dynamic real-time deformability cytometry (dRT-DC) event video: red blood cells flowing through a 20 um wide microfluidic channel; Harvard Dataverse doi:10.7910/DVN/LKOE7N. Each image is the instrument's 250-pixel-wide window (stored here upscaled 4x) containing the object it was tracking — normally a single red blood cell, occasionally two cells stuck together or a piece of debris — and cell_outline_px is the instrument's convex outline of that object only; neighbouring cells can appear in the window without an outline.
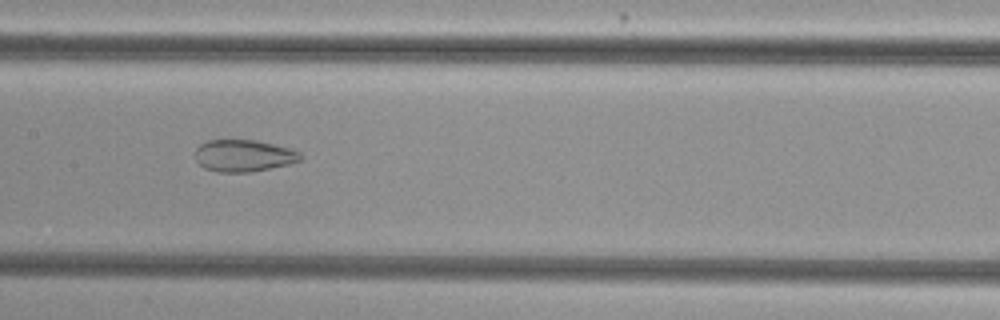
{"species": "common noctule bat (a hibernating species)", "species_latin": "Nyctalus noctula", "temperature_condition": "cold", "stored_images_in_passage": 50, "camera_frame_rate_fps": 3000, "um_per_image_px": 0.085, "animal": {"sex": "female", "body_mass_g": 29.2, "forearm_length_mm": 56.3}, "frame": {"image": 1, "passage_image": 23, "time_ms": 7.333, "image_size_px": [1000, 320], "cell_outline_px": [[300, 160], [288, 164], [252, 172], [216, 172], [204, 168], [196, 160], [196, 148], [200, 144], [208, 140], [256, 140], [292, 148], [300, 152]], "centroid_in_image_um": [20.7, 13.23], "position_along_channel_um": 186.7, "area_um2": 19.59}}
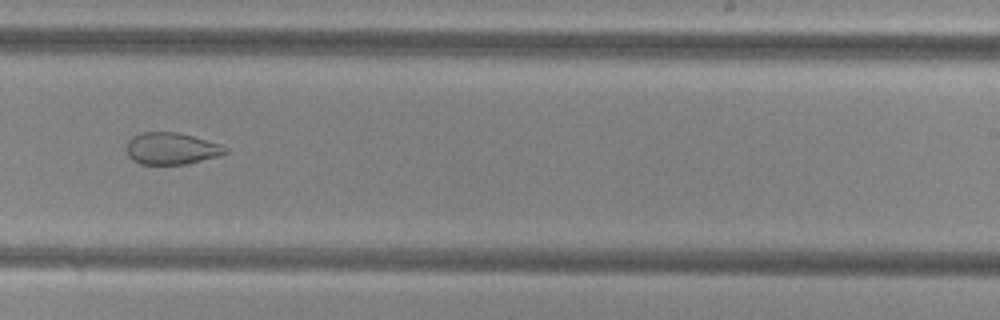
{"frame": {"image": 2, "passage_image": 30, "time_ms": 9.667, "image_size_px": [1000, 320], "cell_outline_px": [[228, 152], [220, 156], [188, 164], [140, 164], [132, 160], [128, 156], [128, 140], [132, 136], [140, 132], [176, 132], [192, 136], [220, 144], [228, 148]], "centroid_in_image_um": [14.59, 12.63], "position_along_channel_um": 274.4, "area_um2": 18.38}}
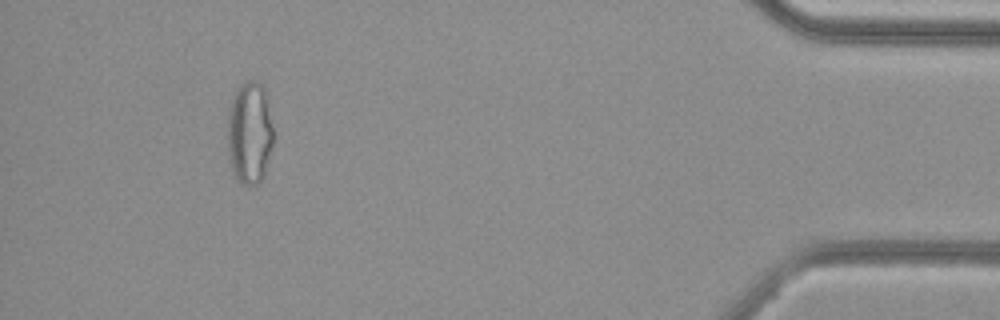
{"frame": {"image": 3, "passage_image": 46, "time_ms": 15.0, "image_size_px": [1000, 320], "cell_outline_px": [[276, 132], [264, 176], [256, 184], [244, 184], [236, 180], [232, 172], [228, 156], [228, 112], [232, 96], [236, 88], [240, 84], [248, 80], [256, 80], [264, 84], [268, 96]], "centroid_in_image_um": [21.26, 11.22], "position_along_channel_um": 413.9, "area_um2": 28.61}, "authors_computed_cell_mechanics": {"area_um2": 25.5187, "velocity_mm_per_s": 3.7689, "shape_relaxation_time_tau1_ms": null, "shape_relaxation_time_tau2_ms": 1.9511, "deformation_change_tau1": null, "deformation_change_tau2": 0.0896}}